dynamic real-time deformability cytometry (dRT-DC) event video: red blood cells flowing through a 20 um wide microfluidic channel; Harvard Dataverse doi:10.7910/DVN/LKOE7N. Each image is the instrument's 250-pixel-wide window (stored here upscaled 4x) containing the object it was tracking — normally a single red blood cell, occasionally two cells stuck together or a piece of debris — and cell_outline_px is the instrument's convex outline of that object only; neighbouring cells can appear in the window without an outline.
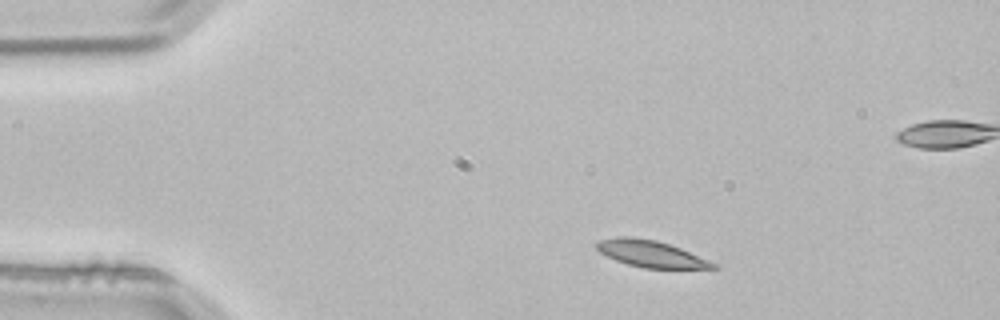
{"species": "common noctule bat (a hibernating species)", "species_latin": "Nyctalus noctula", "temperature_condition": "room temperature", "stored_images_in_passage": 3, "camera_frame_rate_fps": 3000, "um_per_image_px": 0.085, "animal": {"sex": "male", "body_mass_g": 21.5, "forearm_length_mm": 52.0}, "frame": {"image": 1, "passage_image": 1, "time_ms": 0.0, "image_size_px": [1000, 320], "cell_outline_px": [[720, 268], [644, 268], [628, 264], [616, 260], [600, 252], [596, 248], [596, 244], [600, 240], [616, 236], [632, 236], [656, 240], [680, 248], [720, 264]], "centroid_in_image_um": [55.36, 21.57], "position_along_channel_um": 29.6, "area_um2": 18.09}}